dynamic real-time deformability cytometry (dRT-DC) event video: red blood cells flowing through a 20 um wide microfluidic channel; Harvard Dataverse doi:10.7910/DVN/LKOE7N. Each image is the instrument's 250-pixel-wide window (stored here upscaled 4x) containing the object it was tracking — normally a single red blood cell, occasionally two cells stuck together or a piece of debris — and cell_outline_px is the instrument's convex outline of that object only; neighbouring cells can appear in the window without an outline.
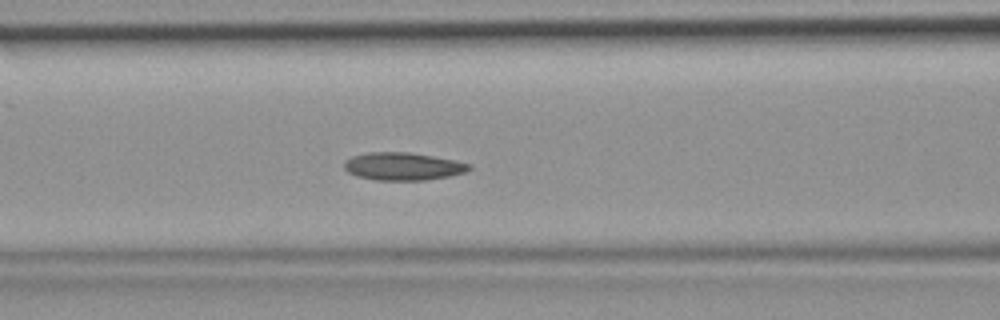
{"species": "common noctule bat (a hibernating species)", "species_latin": "Nyctalus noctula", "temperature_condition": "room temperature", "stored_images_in_passage": 39, "camera_frame_rate_fps": 3000, "um_per_image_px": 0.085, "animal": {"sex": "female", "body_mass_g": 19.9}, "frame": {"image": 1, "passage_image": 13, "time_ms": 4.0, "image_size_px": [1000, 320], "cell_outline_px": [[472, 168], [464, 172], [448, 176], [424, 180], [376, 180], [356, 176], [348, 172], [344, 168], [344, 160], [352, 156], [368, 152], [408, 152], [432, 156], [472, 164]], "centroid_in_image_um": [34.21, 14.14], "position_along_channel_um": 132.4, "area_um2": 20.11}}
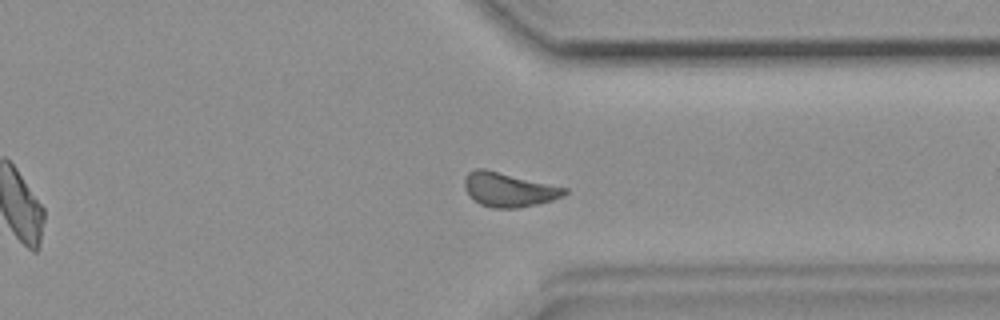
{"frame": {"image": 2, "passage_image": 29, "time_ms": 9.333, "image_size_px": [1000, 320], "cell_outline_px": [[568, 192], [564, 196], [552, 200], [536, 204], [516, 208], [492, 208], [480, 204], [472, 200], [464, 188], [464, 176], [468, 172], [476, 168], [484, 168], [568, 188]], "centroid_in_image_um": [43.21, 16.11], "position_along_channel_um": 368.2, "area_um2": 20.11}}
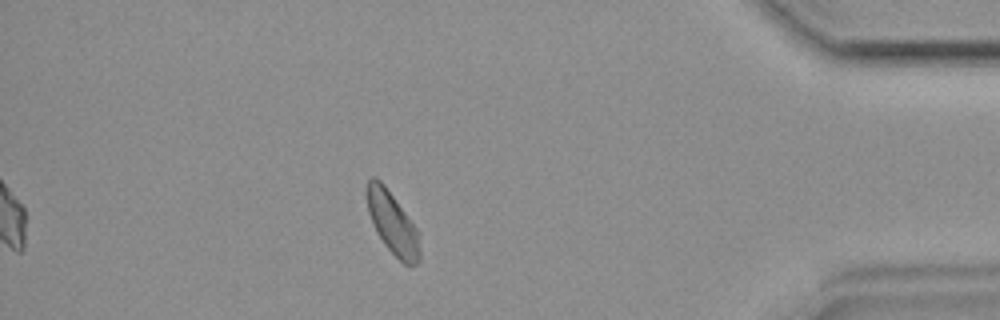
{"frame": {"image": 3, "passage_image": 34, "time_ms": 11.0, "image_size_px": [1000, 320], "cell_outline_px": [[420, 260], [416, 264], [404, 264], [384, 244], [376, 232], [368, 212], [364, 188], [368, 180], [372, 176], [376, 176], [384, 184], [420, 232]], "centroid_in_image_um": [33.34, 18.92], "position_along_channel_um": 401.9, "area_um2": 19.48}}